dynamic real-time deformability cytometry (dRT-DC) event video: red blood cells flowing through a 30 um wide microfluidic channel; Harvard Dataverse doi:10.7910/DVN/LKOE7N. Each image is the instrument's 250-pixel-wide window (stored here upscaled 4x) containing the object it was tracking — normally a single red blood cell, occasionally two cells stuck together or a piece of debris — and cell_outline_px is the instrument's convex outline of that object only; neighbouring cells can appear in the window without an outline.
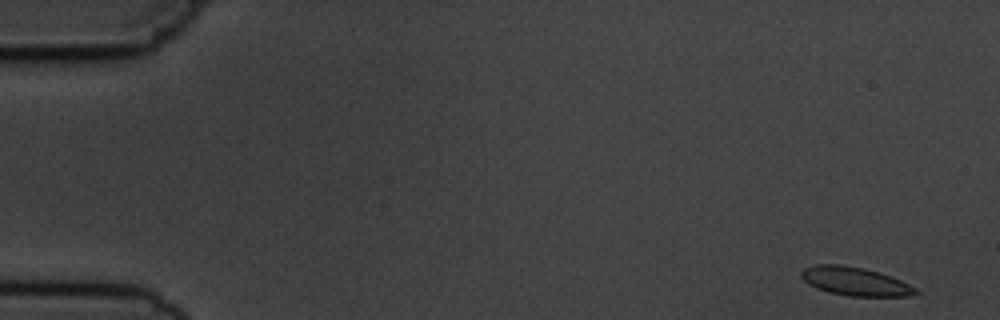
{"species": "common noctule bat (a hibernating species)", "species_latin": "Nyctalus noctula", "temperature_condition": "cold", "stored_images_in_passage": 4, "camera_frame_rate_fps": 3000, "um_per_image_px": 0.085, "animal": {"sex": "male", "body_mass_g": 19.5, "forearm_length_mm": 54.6}, "frame": {"image": 1, "passage_image": 1, "time_ms": 0.0, "image_size_px": [1000, 320], "cell_outline_px": [[920, 292], [908, 296], [848, 296], [828, 292], [816, 288], [808, 284], [800, 276], [800, 272], [804, 268], [816, 264], [840, 264], [864, 268], [880, 272], [900, 280], [916, 288]], "centroid_in_image_um": [72.65, 23.91], "position_along_channel_um": 12.3, "area_um2": 19.07}}
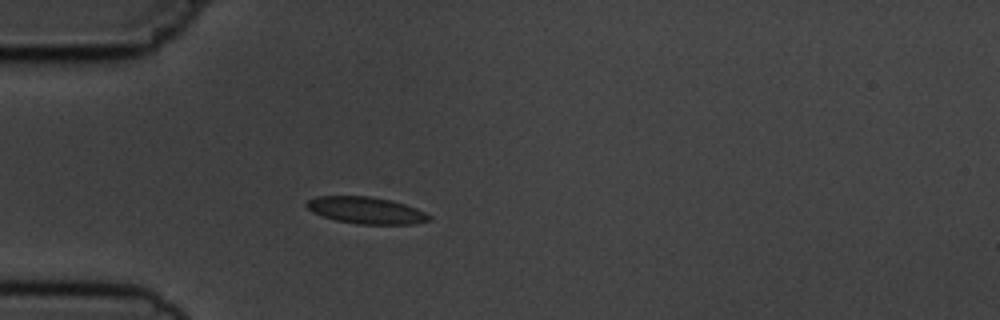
{"frame": {"image": 2, "passage_image": 4, "time_ms": 4.333, "image_size_px": [1000, 320], "cell_outline_px": [[432, 220], [416, 224], [356, 224], [336, 220], [312, 212], [304, 204], [308, 200], [316, 196], [368, 196], [392, 200], [416, 208], [432, 216]], "centroid_in_image_um": [31.14, 17.88], "position_along_channel_um": 53.9, "area_um2": 19.19}}